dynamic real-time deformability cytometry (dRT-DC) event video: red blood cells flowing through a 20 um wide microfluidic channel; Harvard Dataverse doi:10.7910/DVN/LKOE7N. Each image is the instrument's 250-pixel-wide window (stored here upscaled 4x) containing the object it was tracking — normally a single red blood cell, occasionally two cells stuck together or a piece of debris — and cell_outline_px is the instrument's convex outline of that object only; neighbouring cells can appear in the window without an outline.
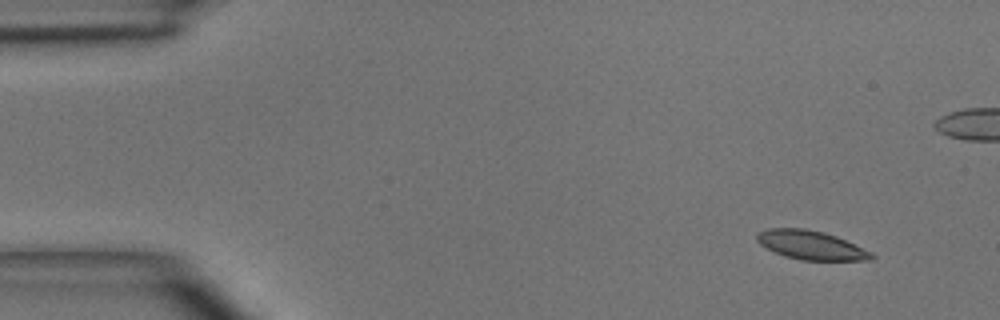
{"species": "common noctule bat (a hibernating species)", "species_latin": "Nyctalus noctula", "temperature_condition": "room temperature", "stored_images_in_passage": 5, "camera_frame_rate_fps": 3000, "um_per_image_px": 0.085, "animal": {"sex": "male", "body_mass_g": 15.6}, "frame": {"image": 1, "passage_image": 1, "time_ms": 0.0, "image_size_px": [1000, 320], "cell_outline_px": [[876, 256], [872, 260], [800, 260], [784, 256], [760, 244], [756, 240], [756, 232], [768, 228], [804, 228], [824, 232], [836, 236], [872, 252]], "centroid_in_image_um": [68.92, 20.83], "position_along_channel_um": 16.1, "area_um2": 19.31}}